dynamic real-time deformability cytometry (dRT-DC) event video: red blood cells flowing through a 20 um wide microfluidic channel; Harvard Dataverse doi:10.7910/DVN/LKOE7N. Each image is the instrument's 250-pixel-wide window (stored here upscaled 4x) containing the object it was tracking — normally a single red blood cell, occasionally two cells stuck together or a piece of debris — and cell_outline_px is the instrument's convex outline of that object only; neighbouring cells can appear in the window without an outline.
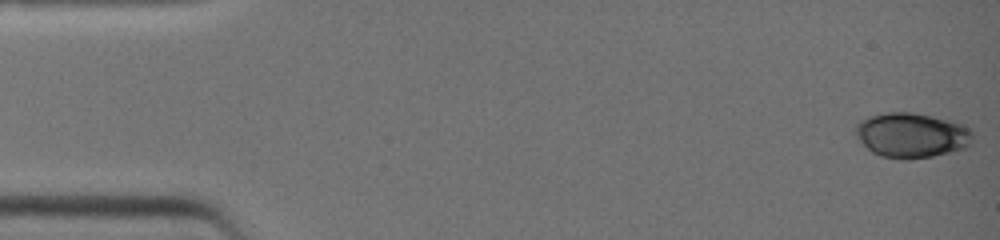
{"species": "common noctule bat (a hibernating species)", "species_latin": "Nyctalus noctula", "temperature_condition": "warm", "stored_images_in_passage": 39, "camera_frame_rate_fps": 3000, "um_per_image_px": 0.085, "animal": {"sex": "female", "body_mass_g": 19.0, "forearm_length_mm": 51.5}, "frame": {"image": 1, "passage_image": 1, "time_ms": 0.0, "image_size_px": [1000, 240], "cell_outline_px": [[972, 144], [964, 148], [932, 156], [908, 160], [904, 160], [880, 156], [872, 152], [856, 136], [856, 124], [860, 120], [868, 116], [888, 112], [912, 112], [952, 120], [968, 128], [972, 132]], "centroid_in_image_um": [77.48, 11.49], "position_along_channel_um": 7.5, "area_um2": 30.69}}
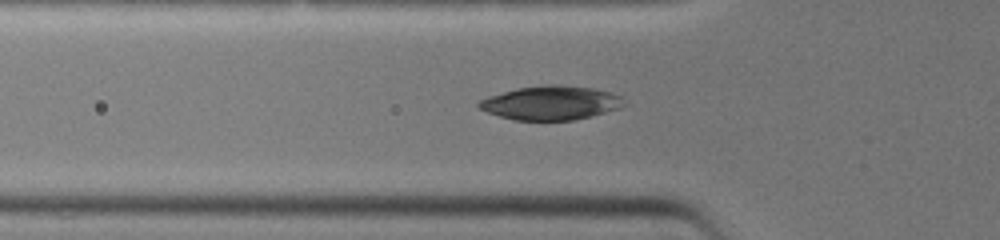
{"frame": {"image": 2, "passage_image": 14, "time_ms": 4.333, "image_size_px": [1000, 240], "cell_outline_px": [[620, 108], [572, 120], [516, 120], [500, 116], [488, 112], [480, 108], [476, 104], [480, 100], [488, 96], [516, 88], [544, 84], [560, 84], [592, 88], [612, 92], [620, 96]], "centroid_in_image_um": [46.76, 8.72], "position_along_channel_um": 79.0, "area_um2": 28.38}}
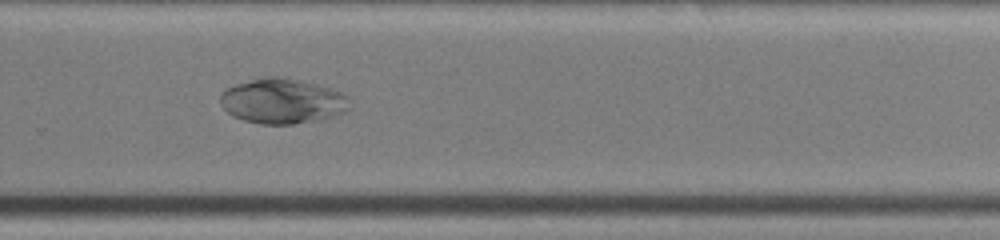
{"frame": {"image": 3, "passage_image": 28, "time_ms": 9.0, "image_size_px": [1000, 240], "cell_outline_px": [[352, 108], [348, 112], [316, 120], [292, 124], [260, 124], [244, 120], [232, 116], [220, 104], [220, 96], [228, 88], [236, 84], [268, 76], [284, 76], [332, 88], [348, 96]], "centroid_in_image_um": [24.06, 8.59], "position_along_channel_um": 305.7, "area_um2": 34.1}}